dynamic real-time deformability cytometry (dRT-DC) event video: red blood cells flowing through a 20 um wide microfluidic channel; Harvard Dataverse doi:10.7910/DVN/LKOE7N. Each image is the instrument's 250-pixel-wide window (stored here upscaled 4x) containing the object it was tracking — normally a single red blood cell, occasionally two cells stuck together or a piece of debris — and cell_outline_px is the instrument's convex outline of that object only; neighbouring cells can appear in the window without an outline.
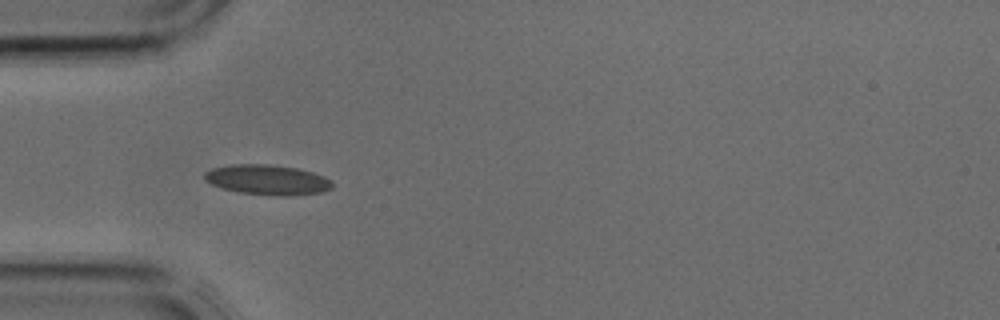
{"species": "common noctule bat (a hibernating species)", "species_latin": "Nyctalus noctula", "temperature_condition": "cold", "stored_images_in_passage": 4, "camera_frame_rate_fps": 3000, "um_per_image_px": 0.085, "animal": {"sex": "male", "body_mass_g": 17.9, "forearm_length_mm": 54.2}, "frame": {"image": 1, "passage_image": 4, "time_ms": 1.0, "image_size_px": [1000, 320], "cell_outline_px": [[332, 188], [320, 192], [288, 196], [276, 196], [240, 192], [224, 188], [212, 184], [204, 180], [204, 172], [212, 168], [232, 164], [268, 164], [296, 168], [312, 172], [324, 176], [332, 180]], "centroid_in_image_um": [22.73, 15.28], "position_along_channel_um": 62.3, "area_um2": 22.31}}